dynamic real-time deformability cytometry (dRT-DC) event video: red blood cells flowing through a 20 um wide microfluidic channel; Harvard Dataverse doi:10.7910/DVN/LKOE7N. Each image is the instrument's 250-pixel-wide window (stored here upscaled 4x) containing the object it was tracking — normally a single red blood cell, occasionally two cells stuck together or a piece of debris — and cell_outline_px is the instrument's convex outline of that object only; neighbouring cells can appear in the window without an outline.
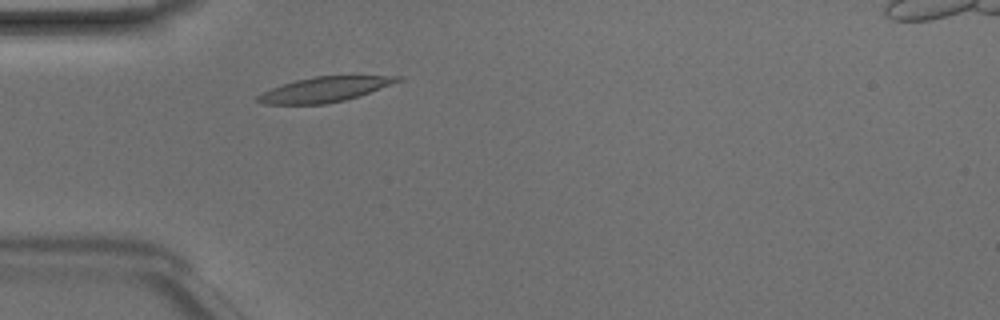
{"species": "Egyptian fruit bat (a non-hibernating species)", "species_latin": "Rousettus aegyptiacus", "temperature_condition": "room temperature", "stored_images_in_passage": 41, "camera_frame_rate_fps": 3000, "um_per_image_px": 0.085, "animal": {"sex": "male"}, "frame": {"image": 1, "passage_image": 7, "time_ms": 2.0, "image_size_px": [1000, 320], "cell_outline_px": [[404, 80], [360, 96], [344, 100], [324, 104], [264, 104], [256, 100], [256, 96], [272, 88], [296, 80], [316, 76], [400, 76]], "centroid_in_image_um": [27.63, 7.6], "position_along_channel_um": 57.4, "area_um2": 20.17}}
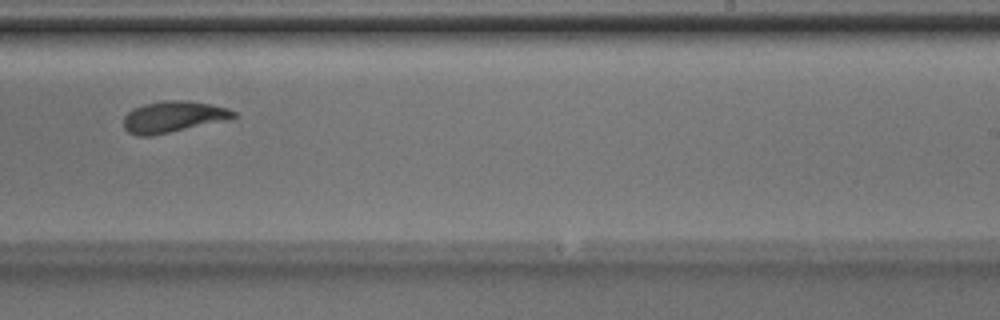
{"frame": {"image": 2, "passage_image": 23, "time_ms": 7.333, "image_size_px": [1000, 320], "cell_outline_px": [[236, 116], [232, 120], [152, 136], [136, 136], [128, 132], [124, 128], [124, 116], [132, 108], [144, 104], [164, 100], [188, 100], [228, 108], [236, 112]], "centroid_in_image_um": [14.75, 9.94], "position_along_channel_um": 274.3, "area_um2": 20.46}}
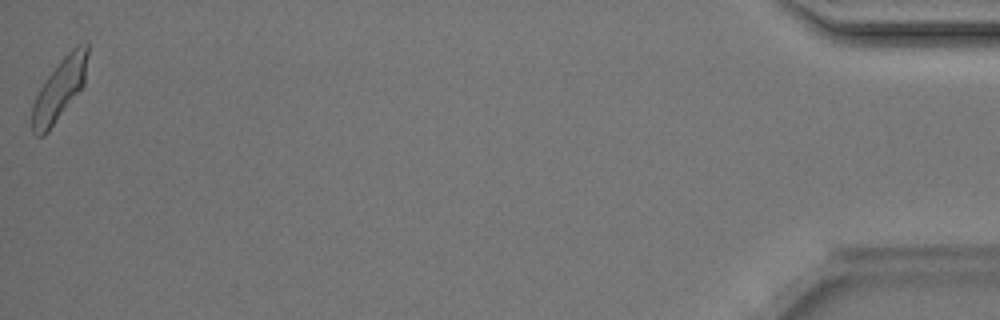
{"frame": {"image": 3, "passage_image": 41, "time_ms": 13.333, "image_size_px": [1000, 320], "cell_outline_px": [[88, 52], [84, 84], [48, 132], [44, 136], [36, 136], [32, 132], [32, 104], [40, 88], [48, 76], [60, 60], [76, 44], [88, 40]], "centroid_in_image_um": [5.06, 7.57], "position_along_channel_um": 430.1, "area_um2": 19.83}, "authors_computed_cell_mechanics": {"area_um2": 19.8832, "velocity_mm_per_s": 4.1702, "shape_relaxation_time_tau1_ms": 2.9568, "shape_relaxation_time_tau2_ms": 1.2106, "deformation_change_tau1": 0.1345, "deformation_change_tau2": 0.0758}}